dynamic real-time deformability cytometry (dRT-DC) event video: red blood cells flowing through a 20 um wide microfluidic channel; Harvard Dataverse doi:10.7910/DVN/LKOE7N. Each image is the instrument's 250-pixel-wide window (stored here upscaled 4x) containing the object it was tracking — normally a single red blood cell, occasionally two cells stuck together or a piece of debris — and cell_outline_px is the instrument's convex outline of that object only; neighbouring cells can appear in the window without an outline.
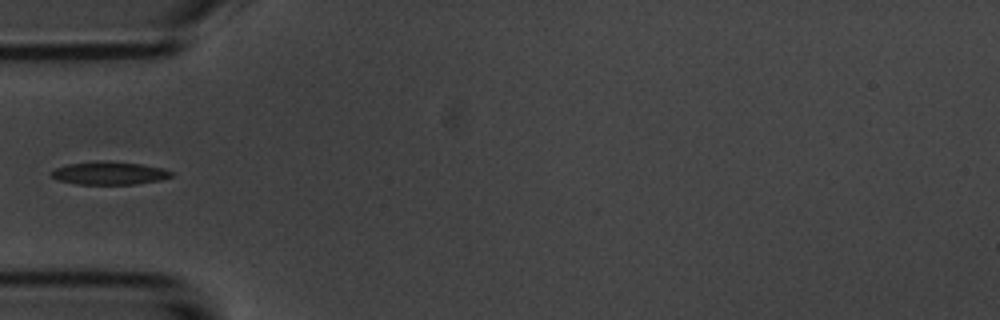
{"species": "common noctule bat (a hibernating species)", "species_latin": "Nyctalus noctula", "temperature_condition": "room temperature", "stored_images_in_passage": 5, "segment_of_instrument_passage": [2, 2], "camera_frame_rate_fps": 3000, "um_per_image_px": 0.085, "animal": {"sex": "male", "body_mass_g": 20.1, "forearm_length_mm": 53.5}, "frame": {"image": 1, "passage_image": 5, "time_ms": 4.667, "image_size_px": [1000, 320], "cell_outline_px": [[172, 176], [160, 180], [136, 184], [76, 184], [56, 180], [52, 176], [52, 172], [56, 168], [68, 164], [96, 160], [108, 160], [140, 164], [160, 168], [172, 172]], "centroid_in_image_um": [9.26, 14.71], "position_along_channel_um": 75.7, "area_um2": 16.07}}